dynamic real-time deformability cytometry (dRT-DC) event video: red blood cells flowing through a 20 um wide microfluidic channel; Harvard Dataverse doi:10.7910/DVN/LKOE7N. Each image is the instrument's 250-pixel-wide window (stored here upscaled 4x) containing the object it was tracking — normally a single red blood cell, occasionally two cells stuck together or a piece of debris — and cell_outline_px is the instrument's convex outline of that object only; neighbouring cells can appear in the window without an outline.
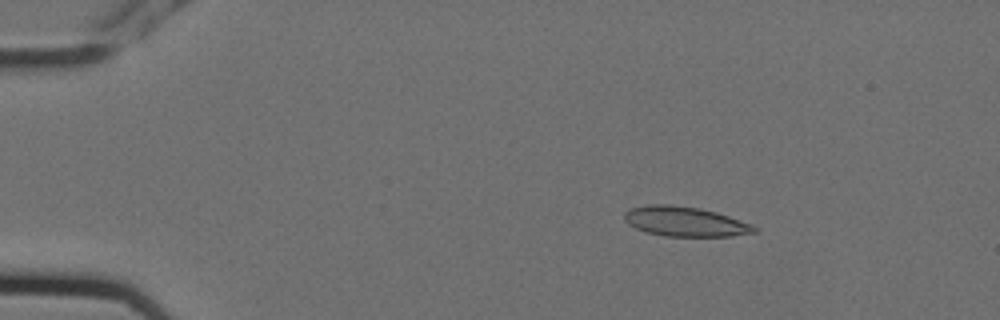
{"species": "Egyptian fruit bat (a non-hibernating species)", "species_latin": "Rousettus aegyptiacus", "temperature_condition": "cold", "stored_images_in_passage": 4, "camera_frame_rate_fps": 3000, "um_per_image_px": 0.085, "animal": {"sex": "female"}, "frame": {"image": 1, "passage_image": 2, "time_ms": 0.333, "image_size_px": [1000, 320], "cell_outline_px": [[760, 232], [732, 236], [664, 236], [644, 232], [628, 224], [624, 220], [624, 212], [628, 208], [648, 204], [668, 204], [700, 208], [716, 212], [752, 224], [760, 228]], "centroid_in_image_um": [58.23, 18.83], "position_along_channel_um": 26.8, "area_um2": 22.89}}